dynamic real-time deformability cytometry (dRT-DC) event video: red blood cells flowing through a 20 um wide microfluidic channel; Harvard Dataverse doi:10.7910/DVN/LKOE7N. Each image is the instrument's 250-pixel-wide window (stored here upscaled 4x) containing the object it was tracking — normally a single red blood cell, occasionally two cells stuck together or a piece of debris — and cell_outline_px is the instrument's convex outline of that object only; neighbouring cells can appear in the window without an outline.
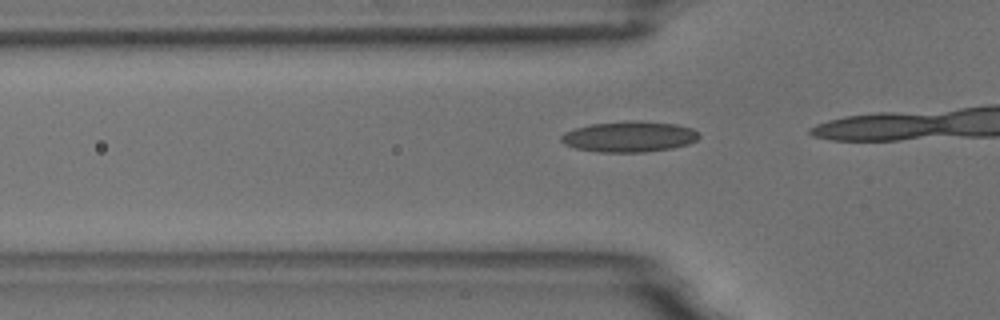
{"species": "common noctule bat (a hibernating species)", "species_latin": "Nyctalus noctula", "temperature_condition": "room temperature", "stored_images_in_passage": 12, "camera_frame_rate_fps": 3000, "um_per_image_px": 0.085, "animal": {"sex": "male", "body_mass_g": 18.8}, "frame": {"image": 1, "passage_image": 10, "time_ms": 3.0, "image_size_px": [1000, 320], "cell_outline_px": [[700, 136], [696, 140], [688, 144], [672, 148], [644, 152], [600, 152], [576, 148], [564, 144], [560, 140], [560, 136], [564, 132], [576, 128], [592, 124], [636, 120], [676, 124], [692, 128], [700, 132]], "centroid_in_image_um": [53.51, 11.61], "position_along_channel_um": 72.3, "area_um2": 24.68}}